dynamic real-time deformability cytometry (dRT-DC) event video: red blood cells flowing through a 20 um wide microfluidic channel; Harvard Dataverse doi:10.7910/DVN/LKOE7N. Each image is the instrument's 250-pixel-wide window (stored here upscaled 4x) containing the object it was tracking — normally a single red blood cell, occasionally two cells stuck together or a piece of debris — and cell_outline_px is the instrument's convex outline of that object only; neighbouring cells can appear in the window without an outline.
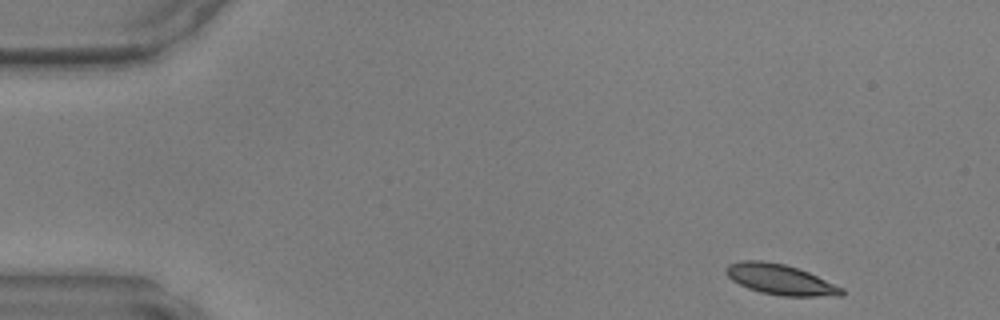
{"species": "common noctule bat (a hibernating species)", "species_latin": "Nyctalus noctula", "temperature_condition": "warm", "stored_images_in_passage": 44, "camera_frame_rate_fps": 3000, "um_per_image_px": 0.085, "animal": {"sex": "male", "body_mass_g": 17.9, "forearm_length_mm": 54.2}, "frame": {"image": 1, "passage_image": 1, "time_ms": 0.0, "image_size_px": [1000, 320], "cell_outline_px": [[844, 292], [840, 296], [780, 296], [760, 292], [748, 288], [732, 280], [728, 276], [728, 264], [740, 260], [760, 260], [784, 264], [808, 272], [844, 288]], "centroid_in_image_um": [66.35, 23.76], "position_along_channel_um": 18.7, "area_um2": 20.29}}
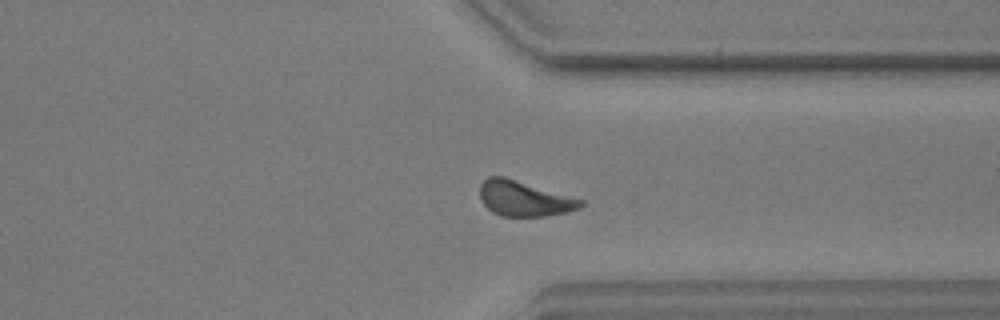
{"frame": {"image": 2, "passage_image": 33, "time_ms": 10.667, "image_size_px": [1000, 320], "cell_outline_px": [[584, 204], [580, 208], [568, 212], [544, 216], [500, 216], [492, 212], [480, 200], [480, 184], [488, 176], [504, 176], [584, 200]], "centroid_in_image_um": [44.54, 16.88], "position_along_channel_um": 366.9, "area_um2": 20.75}}
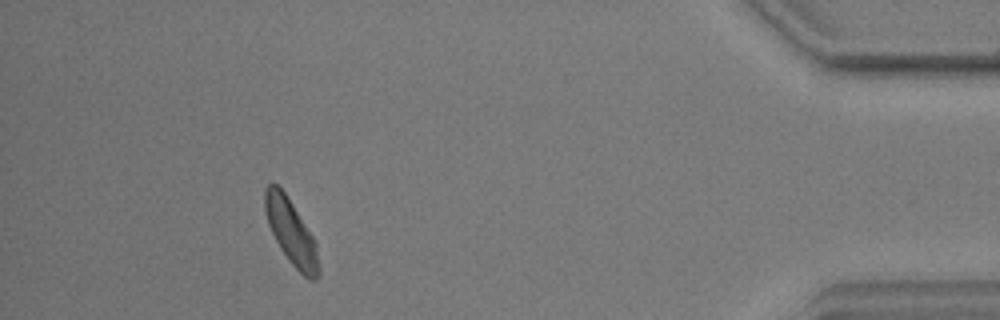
{"frame": {"image": 3, "passage_image": 40, "time_ms": 13.0, "image_size_px": [1000, 320], "cell_outline_px": [[320, 276], [316, 280], [308, 280], [288, 260], [280, 248], [268, 224], [264, 208], [264, 188], [272, 180], [284, 192], [292, 204], [312, 236], [316, 244], [320, 268]], "centroid_in_image_um": [24.74, 19.74], "position_along_channel_um": 410.5, "area_um2": 20.29}}